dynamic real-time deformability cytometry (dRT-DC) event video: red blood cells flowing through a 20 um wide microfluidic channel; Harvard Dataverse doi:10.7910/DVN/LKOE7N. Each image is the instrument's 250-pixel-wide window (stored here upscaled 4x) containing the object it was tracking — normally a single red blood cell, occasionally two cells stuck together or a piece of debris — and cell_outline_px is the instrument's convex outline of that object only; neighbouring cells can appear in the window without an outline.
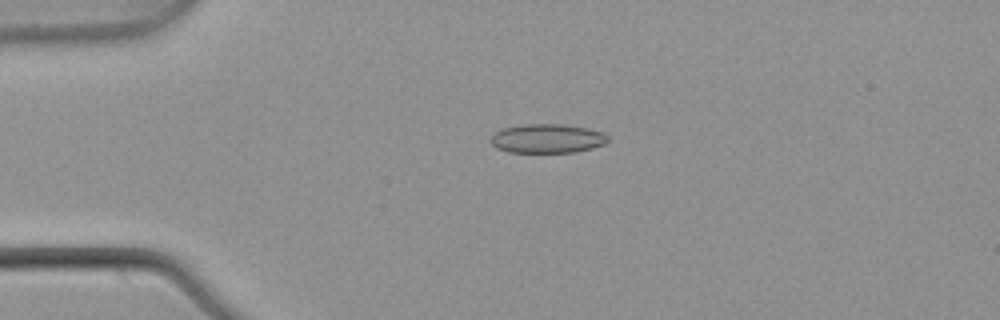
{"species": "common noctule bat (a hibernating species)", "species_latin": "Nyctalus noctula", "temperature_condition": "warm", "stored_images_in_passage": 53, "camera_frame_rate_fps": 3000, "um_per_image_px": 0.085, "animal": {"sex": "male", "body_mass_g": 21.5, "forearm_length_mm": 52.0}, "frame": {"image": 1, "passage_image": 13, "time_ms": 4.0, "image_size_px": [1000, 320], "cell_outline_px": [[608, 140], [604, 144], [592, 148], [576, 152], [508, 152], [496, 148], [492, 144], [492, 136], [496, 132], [504, 128], [524, 124], [564, 124], [588, 128], [604, 132], [608, 136]], "centroid_in_image_um": [46.55, 11.77], "position_along_channel_um": 38.4, "area_um2": 19.83}}
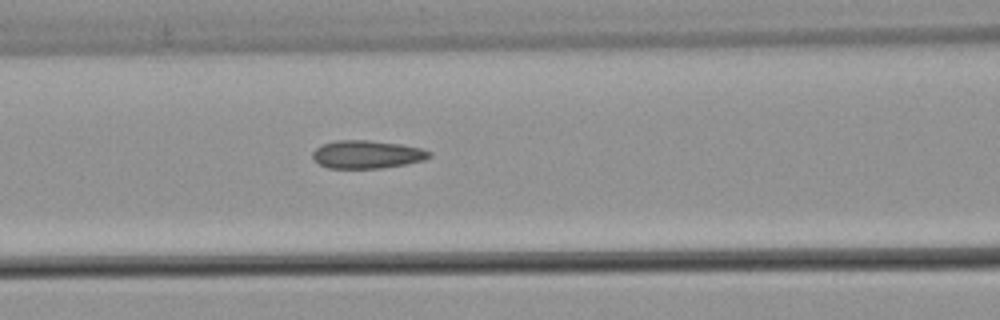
{"frame": {"image": 2, "passage_image": 23, "time_ms": 7.333, "image_size_px": [1000, 320], "cell_outline_px": [[432, 156], [424, 160], [404, 164], [380, 168], [328, 168], [320, 164], [312, 156], [312, 152], [320, 144], [336, 140], [368, 140], [400, 144], [420, 148], [432, 152]], "centroid_in_image_um": [31.18, 13.11], "position_along_channel_um": 135.4, "area_um2": 19.02}}
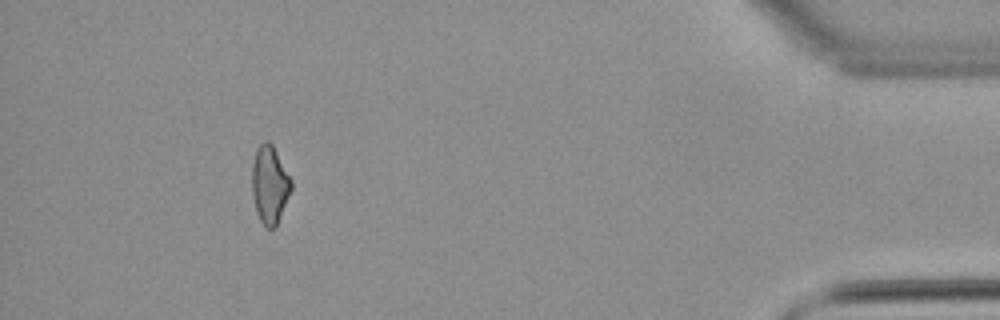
{"frame": {"image": 3, "passage_image": 49, "time_ms": 16.0, "image_size_px": [1000, 320], "cell_outline_px": [[292, 188], [276, 228], [268, 228], [260, 220], [256, 212], [252, 196], [252, 164], [256, 148], [264, 140], [268, 140], [272, 144], [292, 180]], "centroid_in_image_um": [22.92, 15.69], "position_along_channel_um": 412.3, "area_um2": 17.92}, "authors_computed_cell_mechanics": {"area_um2": 18.785, "velocity_mm_per_s": 3.9034, "shape_relaxation_time_tau1_ms": null, "shape_relaxation_time_tau2_ms": 2.4737, "deformation_change_tau1": null, "deformation_change_tau2": 0.0911}}